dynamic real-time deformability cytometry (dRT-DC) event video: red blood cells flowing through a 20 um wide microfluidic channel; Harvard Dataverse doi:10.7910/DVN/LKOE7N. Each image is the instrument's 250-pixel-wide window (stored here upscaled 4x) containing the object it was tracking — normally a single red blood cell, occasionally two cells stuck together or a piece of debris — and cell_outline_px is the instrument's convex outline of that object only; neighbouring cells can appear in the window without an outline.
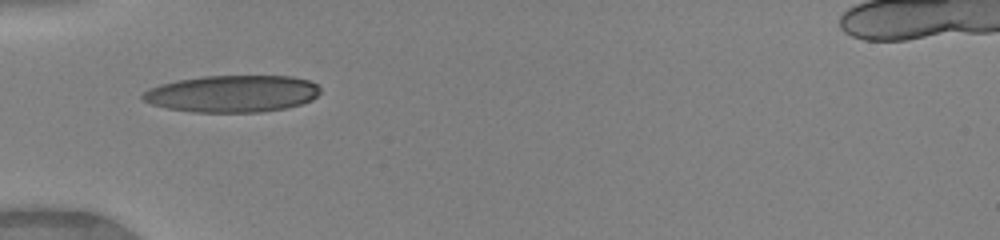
{"species": "human", "species_latin": "Homo sapiens", "temperature_condition": "warm", "stored_images_in_passage": 33, "camera_frame_rate_fps": 3000, "um_per_image_px": 0.085, "donor": {"sex": "female"}, "frame": {"image": 1, "passage_image": 1, "time_ms": 0.0, "image_size_px": [1000, 240], "cell_outline_px": [[320, 92], [312, 100], [300, 104], [284, 108], [260, 112], [192, 112], [168, 108], [152, 104], [144, 100], [140, 96], [148, 88], [160, 84], [180, 80], [204, 76], [292, 76], [308, 80], [316, 84], [320, 88]], "centroid_in_image_um": [19.75, 7.96], "position_along_channel_um": 65.3, "area_um2": 38.09}}
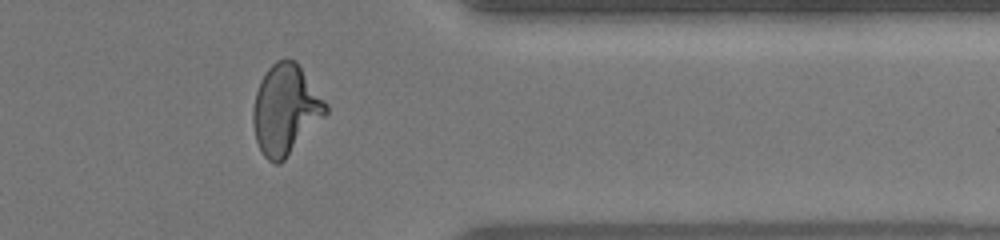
{"frame": {"image": 2, "passage_image": 25, "time_ms": 8.0, "image_size_px": [1000, 240], "cell_outline_px": [[328, 112], [284, 160], [280, 164], [276, 164], [268, 160], [264, 156], [256, 140], [252, 124], [252, 108], [256, 92], [260, 80], [268, 68], [276, 60], [296, 60], [328, 104]], "centroid_in_image_um": [24.25, 9.31], "position_along_channel_um": 387.1, "area_um2": 37.97}}
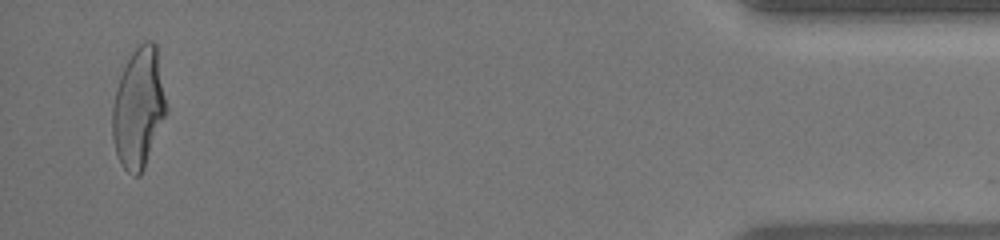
{"frame": {"image": 3, "passage_image": 32, "time_ms": 10.333, "image_size_px": [1000, 240], "cell_outline_px": [[168, 112], [144, 168], [140, 176], [132, 176], [124, 168], [116, 152], [112, 136], [112, 108], [116, 88], [120, 76], [132, 52], [144, 40], [148, 40], [156, 44], [168, 108]], "centroid_in_image_um": [11.8, 9.19], "position_along_channel_um": 423.4, "area_um2": 37.86}, "authors_computed_cell_mechanics": {"area_um2": 36.5874, "velocity_mm_per_s": 4.1523, "shape_relaxation_time_tau1_ms": 6.4505, "shape_relaxation_time_tau2_ms": 0.6754, "deformation_change_tau1": 0.2535, "deformation_change_tau2": 0.081}}